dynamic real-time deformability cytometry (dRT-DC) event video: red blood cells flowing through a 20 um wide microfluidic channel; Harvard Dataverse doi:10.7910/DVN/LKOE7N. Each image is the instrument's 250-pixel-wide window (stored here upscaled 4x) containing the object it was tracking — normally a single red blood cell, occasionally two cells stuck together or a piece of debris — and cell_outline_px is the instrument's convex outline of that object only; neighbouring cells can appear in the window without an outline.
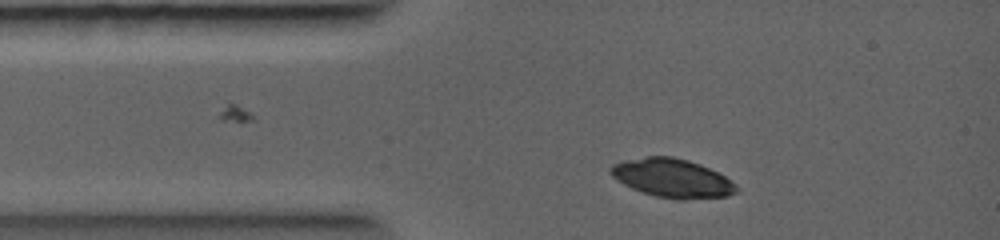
{"species": "common noctule bat (a hibernating species)", "species_latin": "Nyctalus noctula", "temperature_condition": "warm", "stored_images_in_passage": 23, "camera_frame_rate_fps": 5000, "um_per_image_px": 0.085, "animal": {"sex": "female", "body_mass_g": 19.0, "forearm_length_mm": 56.7}, "frame": {"image": 1, "passage_image": 1, "time_ms": 0.0, "image_size_px": [1000, 240], "cell_outline_px": [[740, 192], [728, 196], [684, 200], [676, 200], [656, 196], [632, 188], [624, 184], [612, 176], [612, 164], [624, 160], [644, 156], [672, 156], [688, 160], [700, 164], [724, 176], [736, 184], [740, 188]], "centroid_in_image_um": [57.19, 15.15], "position_along_channel_um": 27.8, "area_um2": 28.38}}
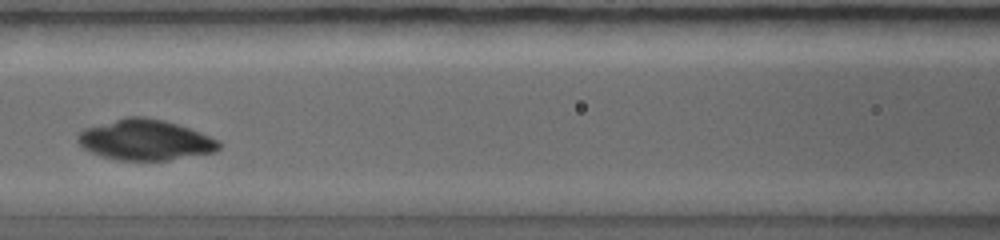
{"frame": {"image": 2, "passage_image": 6, "time_ms": 2.4, "image_size_px": [1000, 240], "cell_outline_px": [[220, 148], [216, 152], [168, 160], [116, 160], [92, 152], [84, 148], [76, 140], [76, 136], [84, 128], [128, 116], [144, 116], [164, 120], [200, 132], [216, 140], [220, 144]], "centroid_in_image_um": [12.33, 11.89], "position_along_channel_um": 154.3, "area_um2": 33.12}}
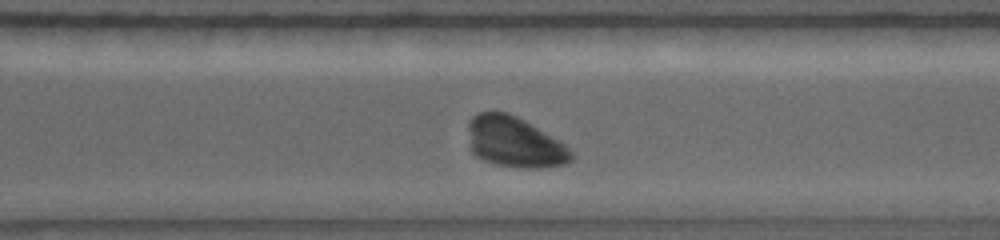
{"frame": {"image": 3, "passage_image": 13, "time_ms": 5.2, "image_size_px": [1000, 240], "cell_outline_px": [[576, 156], [572, 160], [564, 164], [532, 168], [520, 168], [496, 164], [484, 160], [476, 156], [472, 152], [468, 128], [468, 120], [472, 116], [480, 112], [508, 112], [524, 120], [564, 144]], "centroid_in_image_um": [43.72, 12.08], "position_along_channel_um": 326.9, "area_um2": 30.11}}